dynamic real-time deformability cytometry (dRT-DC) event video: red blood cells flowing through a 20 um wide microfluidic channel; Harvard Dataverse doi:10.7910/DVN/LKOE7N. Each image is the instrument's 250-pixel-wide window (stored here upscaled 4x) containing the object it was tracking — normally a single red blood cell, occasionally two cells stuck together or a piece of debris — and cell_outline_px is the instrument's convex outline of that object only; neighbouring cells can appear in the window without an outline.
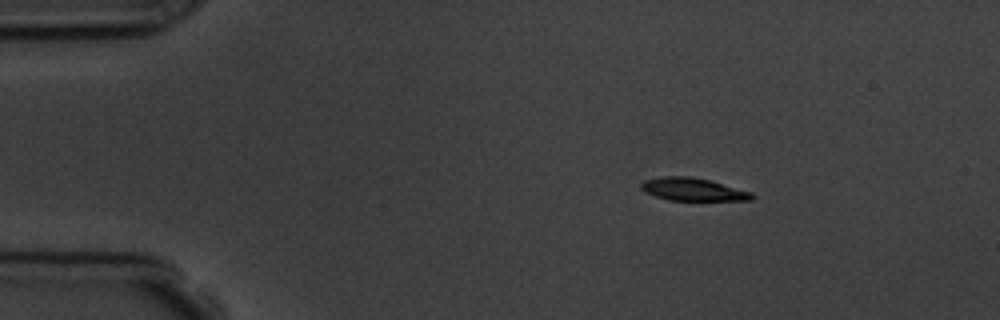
{"species": "common noctule bat (a hibernating species)", "species_latin": "Nyctalus noctula", "temperature_condition": "room temperature", "stored_images_in_passage": 4, "camera_frame_rate_fps": 3000, "um_per_image_px": 0.085, "animal": {"sex": "male", "body_mass_g": 19.5, "forearm_length_mm": 54.6}, "frame": {"image": 1, "passage_image": 2, "time_ms": 1.0, "image_size_px": [1000, 320], "cell_outline_px": [[756, 196], [752, 200], [668, 200], [644, 192], [640, 188], [640, 184], [644, 180], [660, 176], [688, 176], [708, 180], [752, 192]], "centroid_in_image_um": [58.87, 16.1], "position_along_channel_um": 26.1, "area_um2": 14.68}}